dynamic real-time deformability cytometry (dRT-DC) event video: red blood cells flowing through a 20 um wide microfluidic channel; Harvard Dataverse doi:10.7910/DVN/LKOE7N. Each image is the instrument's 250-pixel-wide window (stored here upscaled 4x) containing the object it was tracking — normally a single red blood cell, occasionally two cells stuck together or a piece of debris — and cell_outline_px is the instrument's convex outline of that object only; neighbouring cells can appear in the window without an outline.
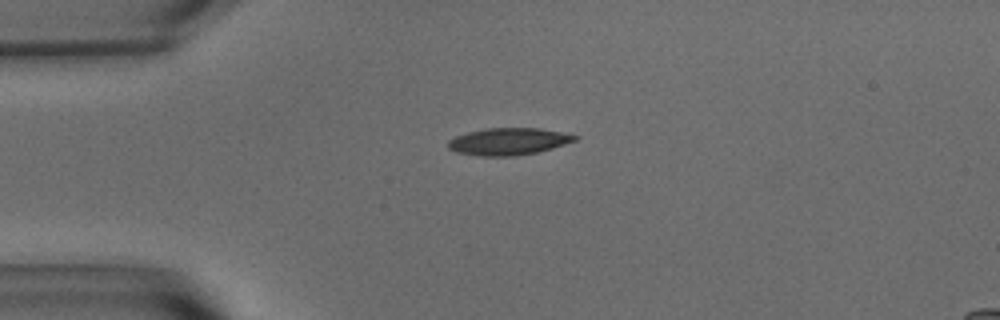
{"species": "common noctule bat (a hibernating species)", "species_latin": "Nyctalus noctula", "temperature_condition": "warm", "stored_images_in_passage": 35, "camera_frame_rate_fps": 3000, "um_per_image_px": 0.085, "animal": {"sex": "male", "body_mass_g": 15.6}, "frame": {"image": 1, "passage_image": 1, "time_ms": 0.0, "image_size_px": [1000, 320], "cell_outline_px": [[580, 136], [576, 140], [552, 148], [536, 152], [516, 156], [480, 156], [456, 152], [448, 148], [448, 140], [456, 136], [468, 132], [484, 128], [540, 128]], "centroid_in_image_um": [43.2, 12.02], "position_along_channel_um": 41.8, "area_um2": 19.94}}
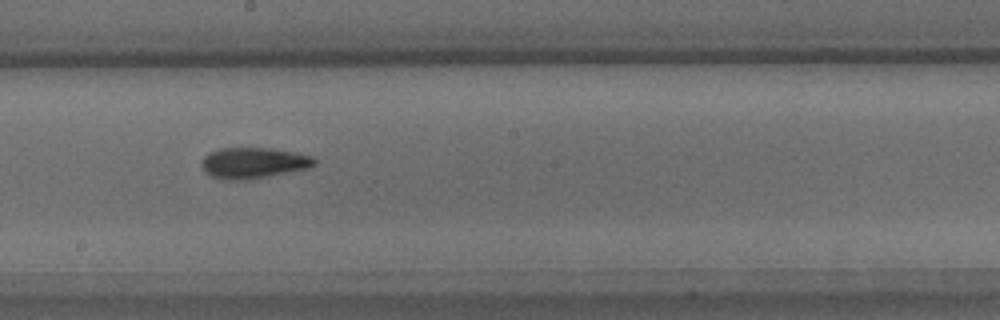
{"frame": {"image": 2, "passage_image": 18, "time_ms": 5.667, "image_size_px": [1000, 320], "cell_outline_px": [[316, 164], [308, 168], [268, 176], [240, 180], [224, 180], [212, 176], [204, 172], [200, 164], [200, 160], [208, 152], [220, 148], [272, 148], [296, 152], [312, 156], [316, 160]], "centroid_in_image_um": [21.5, 13.83], "position_along_channel_um": 226.7, "area_um2": 20.46}}
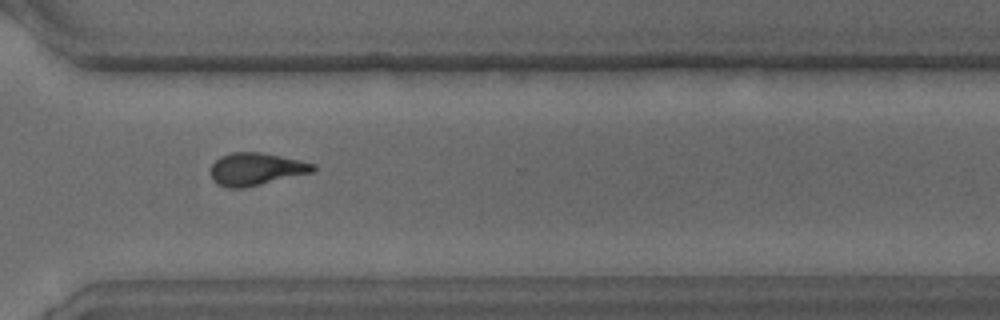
{"frame": {"image": 3, "passage_image": 28, "time_ms": 9.0, "image_size_px": [1000, 320], "cell_outline_px": [[316, 168], [312, 172], [244, 188], [228, 188], [216, 184], [212, 180], [208, 172], [212, 164], [220, 156], [232, 152], [260, 152], [300, 160], [316, 164]], "centroid_in_image_um": [21.7, 14.37], "position_along_channel_um": 348.9, "area_um2": 19.54}, "authors_computed_cell_mechanics": {"area_um2": 19.8832, "velocity_mm_per_s": 3.6709, "shape_relaxation_time_tau1_ms": 5.3343, "shape_relaxation_time_tau2_ms": 3.2957, "deformation_change_tau1": 0.1897, "deformation_change_tau2": 0.119}}